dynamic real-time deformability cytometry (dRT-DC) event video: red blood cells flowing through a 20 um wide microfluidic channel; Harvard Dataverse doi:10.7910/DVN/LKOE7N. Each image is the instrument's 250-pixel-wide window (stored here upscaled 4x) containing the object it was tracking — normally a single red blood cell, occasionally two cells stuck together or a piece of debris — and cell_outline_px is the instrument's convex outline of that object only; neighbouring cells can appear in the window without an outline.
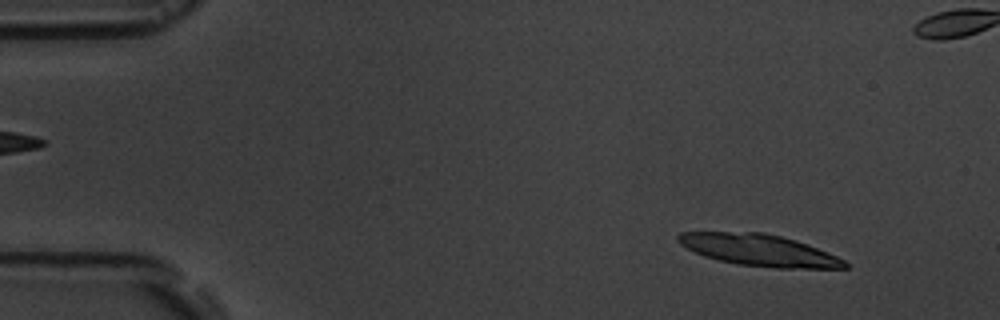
{"species": "common noctule bat (a hibernating species)", "species_latin": "Nyctalus noctula", "temperature_condition": "room temperature", "stored_images_in_passage": 5, "segment_of_instrument_passage": [1, 2], "camera_frame_rate_fps": 3000, "um_per_image_px": 0.085, "animal": {"sex": "male", "body_mass_g": 19.5, "forearm_length_mm": 54.6}, "frame": {"image": 1, "passage_image": 1, "time_ms": 0.0, "image_size_px": [1000, 320], "cell_outline_px": [[848, 268], [776, 268], [736, 264], [704, 256], [680, 244], [676, 240], [676, 236], [680, 232], [764, 232], [796, 240], [836, 256], [844, 260], [848, 264]], "centroid_in_image_um": [64.5, 21.26], "position_along_channel_um": 20.5, "area_um2": 30.46}}